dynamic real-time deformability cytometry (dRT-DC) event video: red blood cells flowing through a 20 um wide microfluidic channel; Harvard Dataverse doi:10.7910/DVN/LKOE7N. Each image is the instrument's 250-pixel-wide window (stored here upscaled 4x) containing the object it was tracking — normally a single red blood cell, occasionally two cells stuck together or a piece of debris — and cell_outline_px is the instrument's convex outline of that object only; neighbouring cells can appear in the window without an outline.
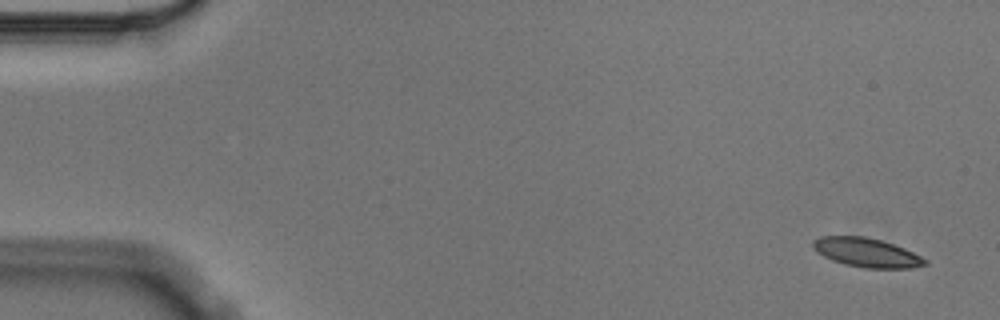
{"species": "Egyptian fruit bat (a non-hibernating species)", "species_latin": "Rousettus aegyptiacus", "temperature_condition": "cold", "stored_images_in_passage": 5, "camera_frame_rate_fps": 3000, "um_per_image_px": 0.085, "animal": {"sex": "male"}, "frame": {"image": 1, "passage_image": 1, "time_ms": 0.0, "image_size_px": [1000, 320], "cell_outline_px": [[928, 264], [912, 268], [864, 268], [844, 264], [832, 260], [816, 252], [812, 248], [812, 240], [820, 236], [864, 236], [880, 240], [904, 248], [928, 260]], "centroid_in_image_um": [73.63, 21.47], "position_along_channel_um": 11.4, "area_um2": 19.02}}
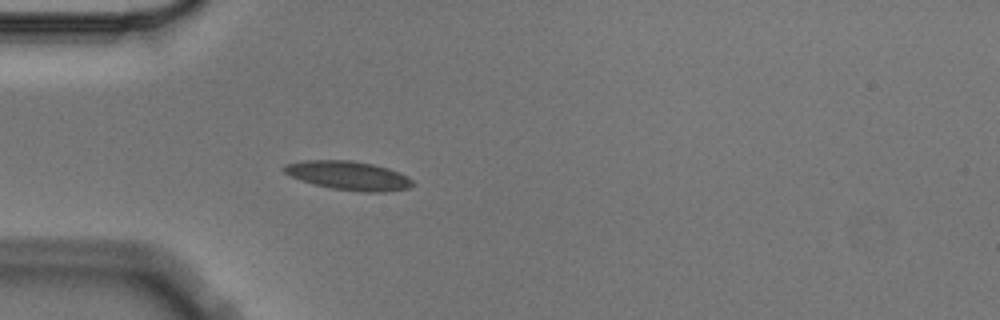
{"frame": {"image": 2, "passage_image": 5, "time_ms": 1.333, "image_size_px": [1000, 320], "cell_outline_px": [[416, 184], [408, 188], [384, 192], [364, 192], [332, 188], [300, 180], [284, 172], [280, 168], [284, 164], [304, 160], [352, 160], [372, 164], [388, 168], [400, 172], [408, 176]], "centroid_in_image_um": [29.63, 14.91], "position_along_channel_um": 55.4, "area_um2": 21.68}}